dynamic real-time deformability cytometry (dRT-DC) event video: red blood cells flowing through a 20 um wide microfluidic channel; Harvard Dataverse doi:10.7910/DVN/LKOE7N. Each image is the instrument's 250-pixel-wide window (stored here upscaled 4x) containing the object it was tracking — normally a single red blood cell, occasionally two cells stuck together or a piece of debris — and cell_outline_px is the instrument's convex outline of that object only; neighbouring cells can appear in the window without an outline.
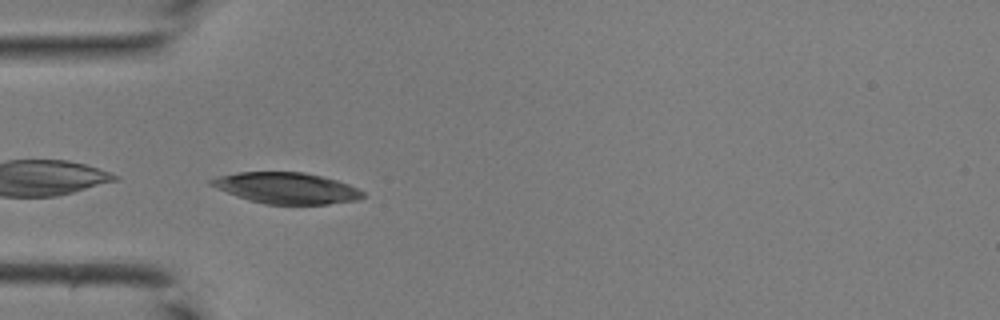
{"species": "common noctule bat (a hibernating species)", "species_latin": "Nyctalus noctula", "temperature_condition": "room temperature", "stored_images_in_passage": 25, "camera_frame_rate_fps": 3000, "um_per_image_px": 0.085, "animal": {"sex": "male", "body_mass_g": 19.0, "forearm_length_mm": 50.8}, "frame": {"image": 1, "passage_image": 1, "time_ms": 0.0, "image_size_px": [1000, 320], "cell_outline_px": [[364, 196], [360, 200], [328, 204], [264, 204], [236, 196], [216, 188], [208, 184], [208, 180], [220, 176], [236, 172], [304, 172], [336, 180], [348, 184], [364, 192]], "centroid_in_image_um": [24.34, 15.99], "position_along_channel_um": 60.7, "area_um2": 27.46}}
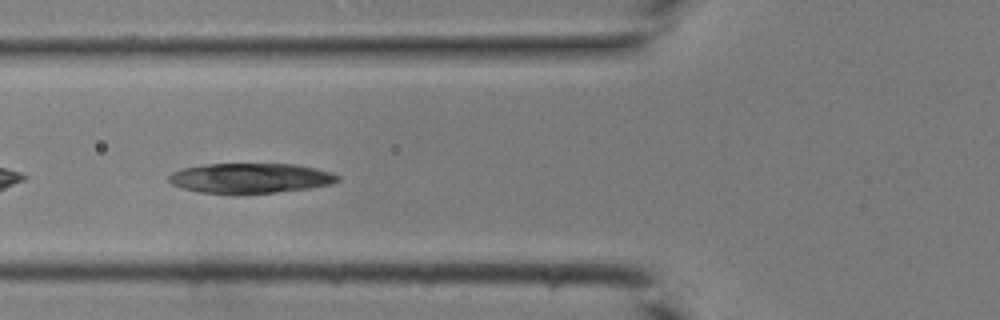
{"frame": {"image": 2, "passage_image": 4, "time_ms": 1.0, "image_size_px": [1000, 320], "cell_outline_px": [[340, 180], [332, 184], [308, 188], [276, 192], [200, 192], [184, 188], [172, 184], [168, 180], [168, 176], [172, 172], [184, 168], [204, 164], [292, 164], [332, 172], [340, 176]], "centroid_in_image_um": [21.3, 15.12], "position_along_channel_um": 104.5, "area_um2": 28.84}}
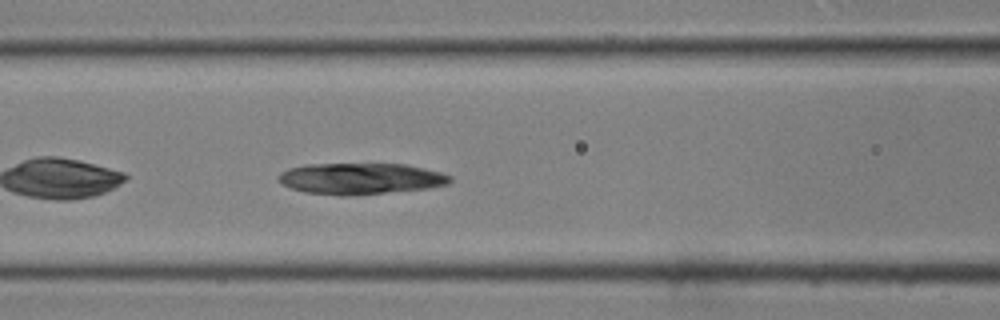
{"frame": {"image": 3, "passage_image": 6, "time_ms": 1.667, "image_size_px": [1000, 320], "cell_outline_px": [[452, 180], [448, 184], [428, 188], [348, 196], [340, 196], [304, 192], [292, 188], [284, 184], [280, 180], [280, 172], [288, 168], [304, 164], [404, 164], [424, 168], [440, 172], [452, 176]], "centroid_in_image_um": [30.66, 15.18], "position_along_channel_um": 135.9, "area_um2": 31.15}}